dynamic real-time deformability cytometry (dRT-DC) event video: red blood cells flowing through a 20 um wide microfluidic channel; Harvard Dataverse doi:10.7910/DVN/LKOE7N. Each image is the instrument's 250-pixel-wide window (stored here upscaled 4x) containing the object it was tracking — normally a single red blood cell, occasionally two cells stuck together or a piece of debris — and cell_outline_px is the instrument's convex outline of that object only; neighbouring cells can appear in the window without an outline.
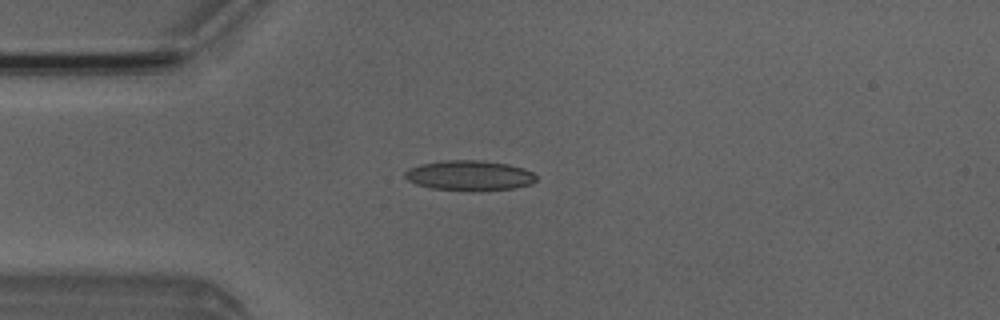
{"species": "Egyptian fruit bat (a non-hibernating species)", "species_latin": "Rousettus aegyptiacus", "temperature_condition": "room temperature", "stored_images_in_passage": 4, "camera_frame_rate_fps": 3000, "um_per_image_px": 0.085, "animal": {"sex": "male"}, "frame": {"image": 1, "passage_image": 4, "time_ms": 3.667, "image_size_px": [1000, 320], "cell_outline_px": [[536, 180], [532, 184], [516, 188], [480, 192], [468, 192], [432, 188], [416, 184], [408, 180], [404, 176], [404, 172], [408, 168], [420, 164], [444, 160], [480, 160], [508, 164], [524, 168], [532, 172], [536, 176]], "centroid_in_image_um": [39.91, 14.94], "position_along_channel_um": 45.1, "area_um2": 23.58}}